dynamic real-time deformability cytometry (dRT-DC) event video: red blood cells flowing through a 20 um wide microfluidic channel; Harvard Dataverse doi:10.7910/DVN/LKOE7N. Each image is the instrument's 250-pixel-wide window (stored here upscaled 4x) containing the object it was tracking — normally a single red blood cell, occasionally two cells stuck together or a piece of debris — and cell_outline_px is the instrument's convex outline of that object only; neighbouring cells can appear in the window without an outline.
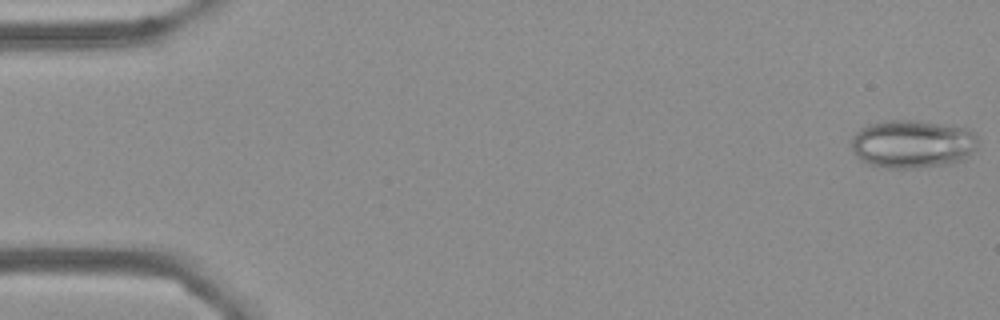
{"species": "Egyptian fruit bat (a non-hibernating species)", "species_latin": "Rousettus aegyptiacus", "temperature_condition": "cold", "stored_images_in_passage": 55, "camera_frame_rate_fps": 3000, "um_per_image_px": 0.085, "frame": {"image": 1, "passage_image": 1, "time_ms": 0.0, "image_size_px": [1000, 320], "cell_outline_px": [[976, 148], [964, 160], [952, 164], [916, 168], [888, 168], [868, 164], [860, 160], [852, 152], [852, 136], [864, 124], [884, 120], [916, 120], [972, 128], [976, 132]], "centroid_in_image_um": [77.56, 12.23], "position_along_channel_um": 7.4, "area_um2": 36.36}}
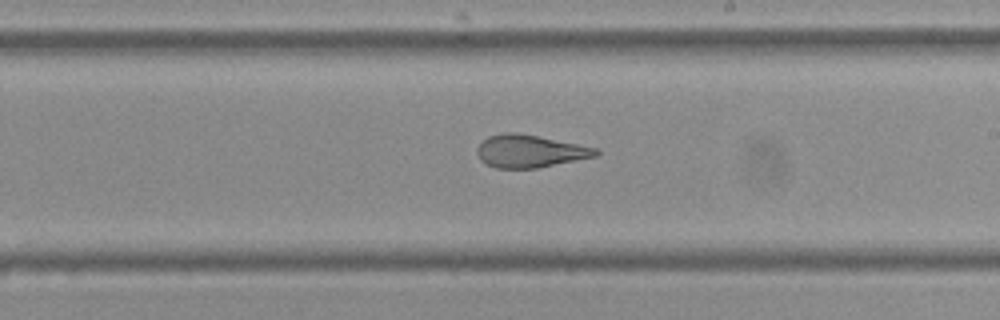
{"frame": {"image": 2, "passage_image": 32, "time_ms": 10.333, "image_size_px": [1000, 320], "cell_outline_px": [[600, 152], [596, 156], [536, 168], [496, 168], [480, 160], [476, 152], [476, 148], [488, 136], [504, 132], [520, 132], [600, 148]], "centroid_in_image_um": [45.05, 12.83], "position_along_channel_um": 243.9, "area_um2": 22.72}}
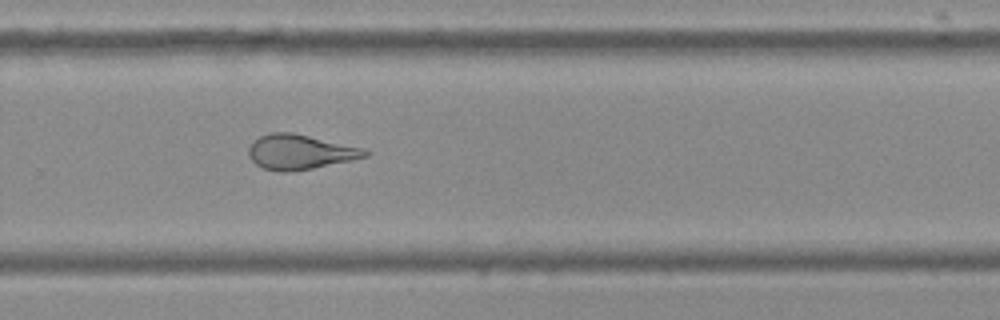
{"frame": {"image": 3, "passage_image": 37, "time_ms": 12.0, "image_size_px": [1000, 320], "cell_outline_px": [[368, 156], [352, 160], [292, 172], [280, 172], [264, 168], [256, 164], [248, 156], [248, 148], [260, 136], [272, 132], [292, 132], [364, 148], [368, 152]], "centroid_in_image_um": [25.49, 12.92], "position_along_channel_um": 304.3, "area_um2": 23.47}, "authors_computed_cell_mechanics": {"area_um2": 25.8944, "velocity_mm_per_s": 3.6303, "shape_relaxation_time_tau1_ms": null, "shape_relaxation_time_tau2_ms": 1.5966, "deformation_change_tau1": null, "deformation_change_tau2": 0.1066}}